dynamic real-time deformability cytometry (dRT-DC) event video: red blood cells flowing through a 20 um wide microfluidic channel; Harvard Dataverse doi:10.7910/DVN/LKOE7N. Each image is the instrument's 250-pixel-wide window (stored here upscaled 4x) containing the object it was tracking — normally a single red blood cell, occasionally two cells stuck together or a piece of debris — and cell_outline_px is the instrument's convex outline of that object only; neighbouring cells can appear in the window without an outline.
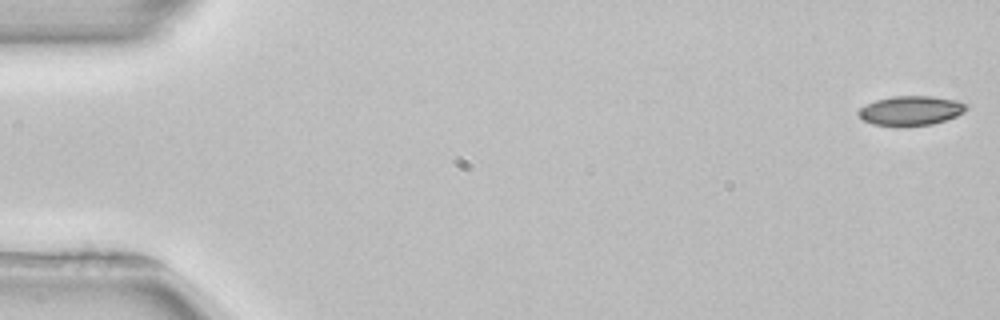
{"species": "common noctule bat (a hibernating species)", "species_latin": "Nyctalus noctula", "temperature_condition": "room temperature", "stored_images_in_passage": 52, "camera_frame_rate_fps": 3000, "um_per_image_px": 0.085, "animal": {"sex": "female", "body_mass_g": 22.7, "forearm_length_mm": 54.2}, "frame": {"image": 1, "passage_image": 1, "time_ms": 0.0, "image_size_px": [1000, 320], "cell_outline_px": [[968, 108], [964, 112], [956, 116], [932, 124], [900, 128], [896, 128], [872, 124], [864, 120], [860, 116], [860, 108], [876, 100], [892, 96], [932, 96], [956, 100], [968, 104]], "centroid_in_image_um": [77.44, 9.43], "position_along_channel_um": 7.6, "area_um2": 18.79}}
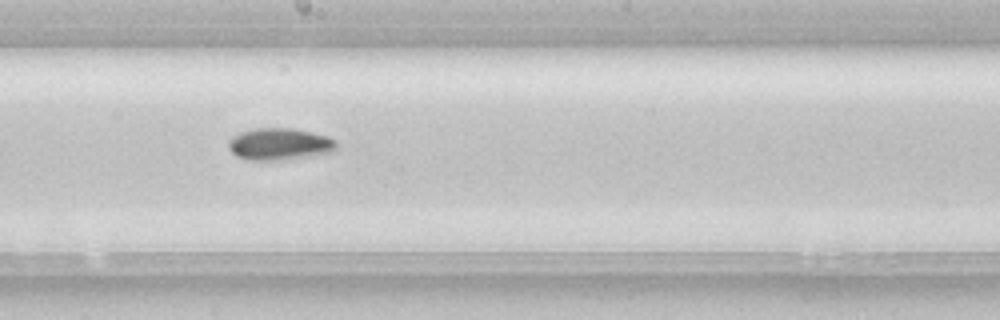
{"frame": {"image": 2, "passage_image": 29, "time_ms": 9.333, "image_size_px": [1000, 320], "cell_outline_px": [[336, 148], [332, 152], [280, 160], [248, 160], [236, 156], [228, 148], [228, 140], [232, 136], [240, 132], [256, 128], [296, 128], [328, 136], [336, 140]], "centroid_in_image_um": [23.74, 12.23], "position_along_channel_um": 224.5, "area_um2": 20.17}}
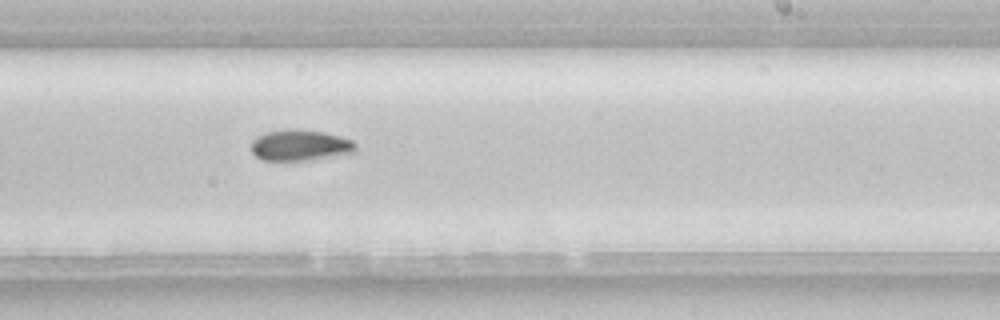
{"frame": {"image": 3, "passage_image": 32, "time_ms": 10.333, "image_size_px": [1000, 320], "cell_outline_px": [[356, 148], [352, 152], [304, 160], [260, 160], [252, 152], [252, 140], [256, 136], [264, 132], [288, 128], [296, 128], [324, 132], [340, 136], [352, 140], [356, 144]], "centroid_in_image_um": [25.44, 12.31], "position_along_channel_um": 263.6, "area_um2": 18.79}, "authors_computed_cell_mechanics": {"area_um2": 18.8428, "velocity_mm_per_s": 3.9427, "shape_relaxation_time_tau1_ms": 4.3902, "shape_relaxation_time_tau2_ms": null, "deformation_change_tau1": 0.0858, "deformation_change_tau2": null}}